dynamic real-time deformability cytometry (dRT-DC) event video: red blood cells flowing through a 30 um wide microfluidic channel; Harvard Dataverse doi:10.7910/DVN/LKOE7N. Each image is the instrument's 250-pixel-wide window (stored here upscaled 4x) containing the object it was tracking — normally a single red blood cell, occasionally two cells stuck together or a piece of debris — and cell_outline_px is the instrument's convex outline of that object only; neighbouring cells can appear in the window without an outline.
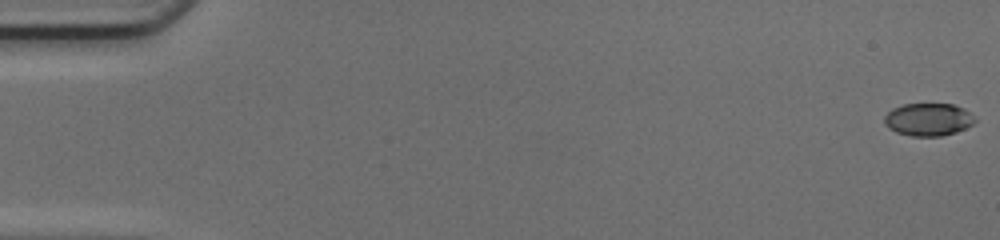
{"species": "common noctule bat (a hibernating species)", "species_latin": "Nyctalus noctula", "temperature_condition": "cold", "stored_images_in_passage": 50, "camera_frame_rate_fps": 3000, "um_per_image_px": 0.085, "animal": {"sex": "female", "body_mass_g": 17.0, "forearm_length_mm": 48.0}, "frame": {"image": 1, "passage_image": 1, "time_ms": 0.0, "image_size_px": [1000, 240], "cell_outline_px": [[976, 120], [972, 124], [956, 132], [940, 136], [912, 136], [896, 132], [888, 128], [884, 124], [884, 116], [892, 108], [904, 104], [952, 104], [964, 108], [976, 116]], "centroid_in_image_um": [78.9, 10.15], "position_along_channel_um": 6.1, "area_um2": 17.34}}
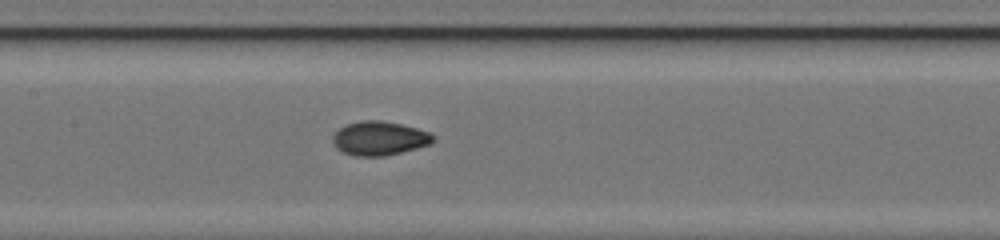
{"frame": {"image": 2, "passage_image": 25, "time_ms": 8.0, "image_size_px": [1000, 240], "cell_outline_px": [[436, 140], [428, 144], [416, 148], [384, 156], [352, 156], [336, 148], [332, 144], [332, 136], [344, 124], [360, 120], [380, 120], [400, 124], [416, 128], [428, 132], [436, 136]], "centroid_in_image_um": [32.21, 11.75], "position_along_channel_um": 175.2, "area_um2": 19.94}}
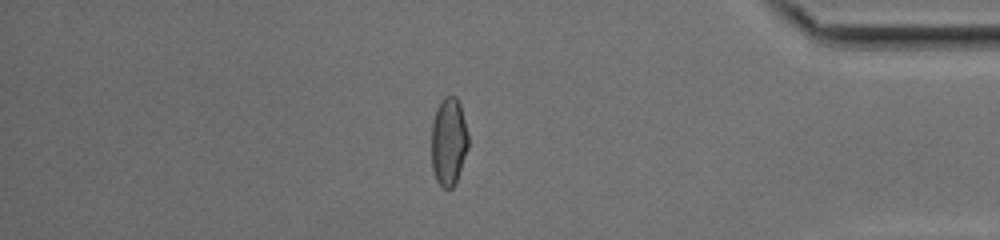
{"frame": {"image": 3, "passage_image": 43, "time_ms": 14.0, "image_size_px": [1000, 240], "cell_outline_px": [[468, 148], [456, 180], [452, 188], [444, 188], [436, 180], [432, 168], [432, 120], [436, 108], [440, 100], [444, 96], [456, 96], [460, 104], [468, 132]], "centroid_in_image_um": [38.13, 11.99], "position_along_channel_um": 397.1, "area_um2": 18.9}, "authors_computed_cell_mechanics": {"area_um2": 19.0451, "velocity_mm_per_s": 4.2391, "shape_relaxation_time_tau1_ms": 3.5053, "shape_relaxation_time_tau2_ms": 0.9426, "deformation_change_tau1": 0.1605, "deformation_change_tau2": 0.0364}}